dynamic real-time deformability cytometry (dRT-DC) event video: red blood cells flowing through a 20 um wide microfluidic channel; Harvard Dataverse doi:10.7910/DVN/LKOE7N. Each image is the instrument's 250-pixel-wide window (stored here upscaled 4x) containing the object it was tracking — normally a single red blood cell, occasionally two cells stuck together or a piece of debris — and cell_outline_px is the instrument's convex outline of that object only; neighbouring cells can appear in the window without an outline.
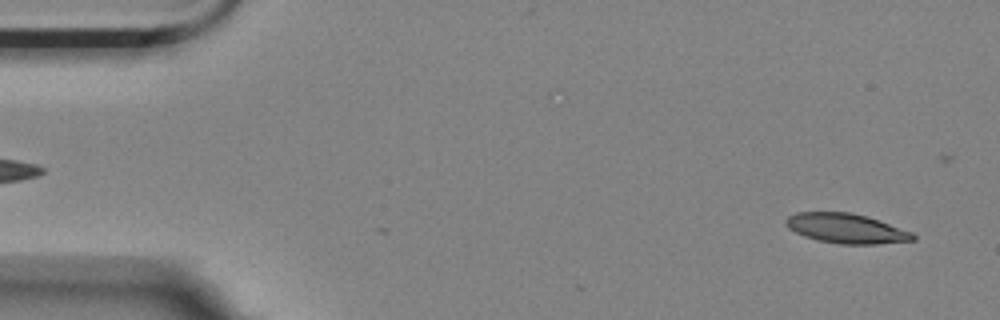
{"species": "Egyptian fruit bat (a non-hibernating species)", "species_latin": "Rousettus aegyptiacus", "temperature_condition": "room temperature", "stored_images_in_passage": 4, "segment_of_instrument_passage": [2, 2], "camera_frame_rate_fps": 3000, "um_per_image_px": 0.085, "animal": {"sex": "female"}, "frame": {"image": 1, "passage_image": 4, "time_ms": 1.0, "image_size_px": [1000, 320], "cell_outline_px": [[916, 240], [876, 244], [840, 244], [820, 240], [804, 236], [788, 228], [784, 224], [784, 220], [788, 216], [796, 212], [852, 212], [912, 232], [916, 236]], "centroid_in_image_um": [71.89, 19.41], "position_along_channel_um": 13.1, "area_um2": 21.79}}